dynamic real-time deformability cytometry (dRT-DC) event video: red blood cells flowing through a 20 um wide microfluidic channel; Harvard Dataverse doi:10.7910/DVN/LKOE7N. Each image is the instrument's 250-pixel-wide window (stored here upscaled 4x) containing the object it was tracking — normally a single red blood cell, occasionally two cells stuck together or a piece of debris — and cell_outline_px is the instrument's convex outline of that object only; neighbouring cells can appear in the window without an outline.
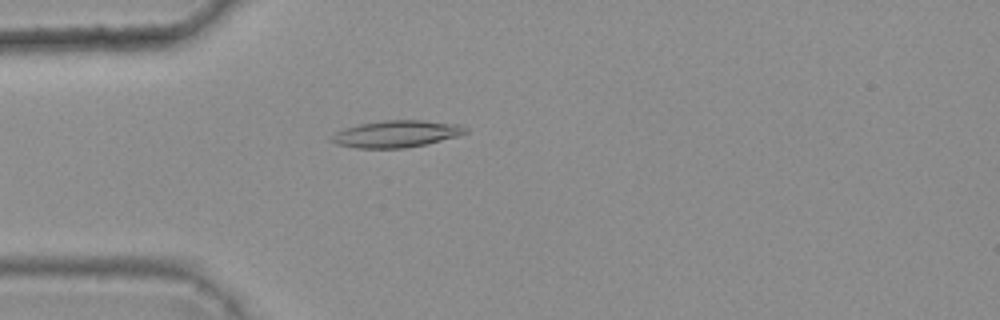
{"species": "common noctule bat (a hibernating species)", "species_latin": "Nyctalus noctula", "temperature_condition": "warm", "stored_images_in_passage": 5, "camera_frame_rate_fps": 3000, "um_per_image_px": 0.085, "animal": {"sex": "female", "body_mass_g": 25.1}, "frame": {"image": 1, "passage_image": 5, "time_ms": 1.333, "image_size_px": [1000, 320], "cell_outline_px": [[468, 132], [460, 136], [424, 144], [404, 148], [356, 148], [336, 144], [328, 140], [336, 132], [344, 128], [360, 124], [384, 120], [424, 120], [460, 124], [468, 128]], "centroid_in_image_um": [33.71, 11.37], "position_along_channel_um": 51.3, "area_um2": 21.1}}